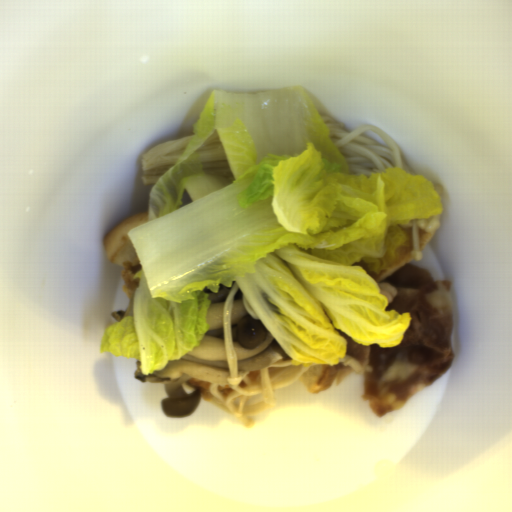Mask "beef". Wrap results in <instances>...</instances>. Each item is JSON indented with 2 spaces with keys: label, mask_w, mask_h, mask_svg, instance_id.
<instances>
[{
  "label": "beef",
  "mask_w": 512,
  "mask_h": 512,
  "mask_svg": "<svg viewBox=\"0 0 512 512\" xmlns=\"http://www.w3.org/2000/svg\"><path fill=\"white\" fill-rule=\"evenodd\" d=\"M332 366L336 370L335 387L341 384L352 372H356L348 365H341L339 362Z\"/></svg>",
  "instance_id": "2"
},
{
  "label": "beef",
  "mask_w": 512,
  "mask_h": 512,
  "mask_svg": "<svg viewBox=\"0 0 512 512\" xmlns=\"http://www.w3.org/2000/svg\"><path fill=\"white\" fill-rule=\"evenodd\" d=\"M397 293L385 311L410 313V324L395 346L365 345L335 329L364 373L363 400L372 415L381 418L399 410L414 396L442 377L452 366L450 335L454 329L452 280L435 282L429 271L403 265L382 280Z\"/></svg>",
  "instance_id": "1"
}]
</instances>
